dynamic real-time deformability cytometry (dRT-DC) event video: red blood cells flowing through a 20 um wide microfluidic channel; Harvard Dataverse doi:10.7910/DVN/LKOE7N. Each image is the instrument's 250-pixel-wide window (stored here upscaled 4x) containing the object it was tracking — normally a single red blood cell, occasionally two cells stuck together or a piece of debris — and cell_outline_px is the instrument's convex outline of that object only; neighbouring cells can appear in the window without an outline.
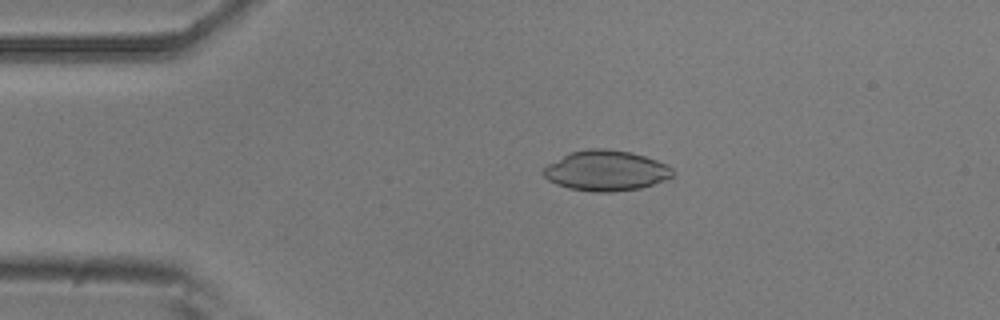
{"species": "common noctule bat (a hibernating species)", "species_latin": "Nyctalus noctula", "temperature_condition": "room temperature", "stored_images_in_passage": 4, "camera_frame_rate_fps": 3000, "um_per_image_px": 0.085, "animal": {"sex": "male", "body_mass_g": 20.5, "forearm_length_mm": 52.5}, "frame": {"image": 1, "passage_image": 3, "time_ms": 0.667, "image_size_px": [1000, 320], "cell_outline_px": [[672, 176], [664, 180], [640, 188], [612, 192], [592, 192], [568, 188], [556, 184], [548, 180], [544, 176], [544, 168], [548, 164], [572, 152], [592, 148], [604, 148], [628, 152], [644, 156], [656, 160], [672, 168]], "centroid_in_image_um": [51.49, 14.52], "position_along_channel_um": 33.5, "area_um2": 29.94}}